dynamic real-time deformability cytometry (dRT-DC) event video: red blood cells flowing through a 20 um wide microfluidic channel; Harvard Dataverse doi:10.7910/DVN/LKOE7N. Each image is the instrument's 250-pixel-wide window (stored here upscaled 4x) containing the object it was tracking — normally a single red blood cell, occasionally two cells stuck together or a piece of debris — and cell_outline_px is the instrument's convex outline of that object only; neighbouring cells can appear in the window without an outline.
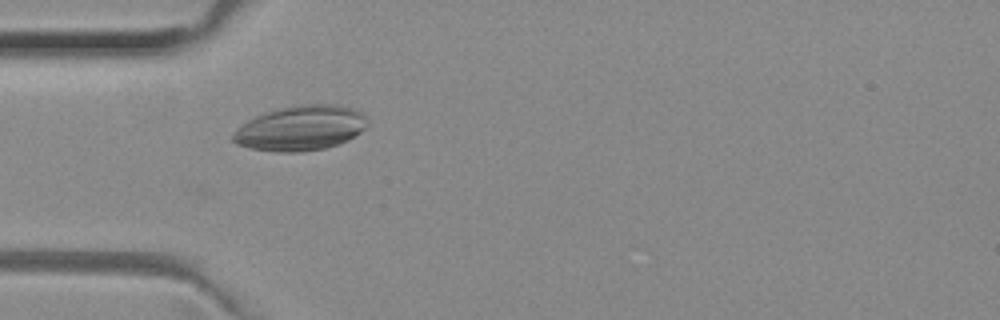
{"species": "common noctule bat (a hibernating species)", "species_latin": "Nyctalus noctula", "temperature_condition": "room temperature", "stored_images_in_passage": 41, "camera_frame_rate_fps": 3000, "um_per_image_px": 0.085, "animal": {"sex": "female", "body_mass_g": 29.2, "forearm_length_mm": 56.3}, "frame": {"image": 1, "passage_image": 5, "time_ms": 1.333, "image_size_px": [1000, 320], "cell_outline_px": [[368, 124], [360, 132], [348, 140], [324, 148], [300, 152], [276, 152], [252, 148], [236, 144], [232, 140], [232, 136], [236, 128], [248, 120], [264, 112], [280, 108], [300, 104], [340, 104], [356, 108], [364, 112]], "centroid_in_image_um": [25.57, 10.87], "position_along_channel_um": 59.4, "area_um2": 35.43}}
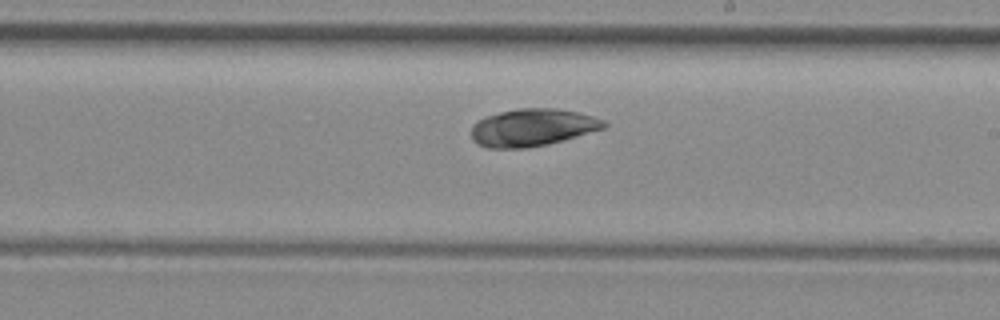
{"frame": {"image": 2, "passage_image": 19, "time_ms": 6.0, "image_size_px": [1000, 320], "cell_outline_px": [[608, 124], [604, 128], [548, 144], [528, 148], [488, 148], [476, 144], [472, 140], [472, 124], [476, 120], [484, 116], [516, 108], [556, 108], [576, 112], [592, 116], [604, 120]], "centroid_in_image_um": [45.2, 10.83], "position_along_channel_um": 243.8, "area_um2": 29.02}}
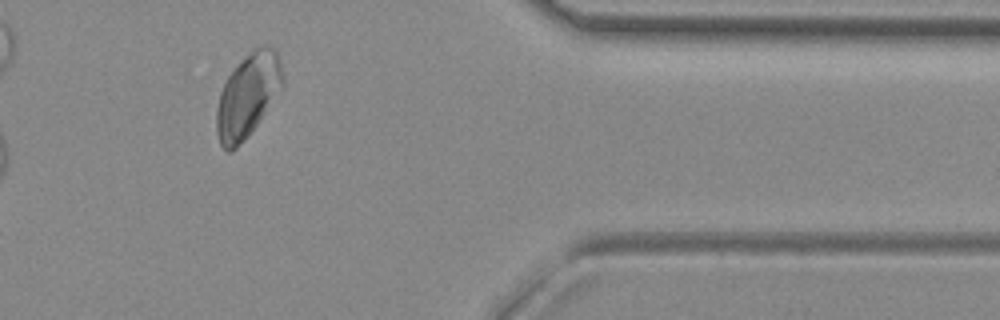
{"frame": {"image": 3, "passage_image": 32, "time_ms": 10.333, "image_size_px": [1000, 320], "cell_outline_px": [[280, 84], [256, 124], [248, 136], [232, 152], [228, 152], [220, 144], [216, 132], [216, 112], [220, 92], [228, 76], [236, 64], [256, 44], [264, 44], [272, 48], [276, 52], [280, 60]], "centroid_in_image_um": [20.97, 8.09], "position_along_channel_um": 390.4, "area_um2": 31.21}}